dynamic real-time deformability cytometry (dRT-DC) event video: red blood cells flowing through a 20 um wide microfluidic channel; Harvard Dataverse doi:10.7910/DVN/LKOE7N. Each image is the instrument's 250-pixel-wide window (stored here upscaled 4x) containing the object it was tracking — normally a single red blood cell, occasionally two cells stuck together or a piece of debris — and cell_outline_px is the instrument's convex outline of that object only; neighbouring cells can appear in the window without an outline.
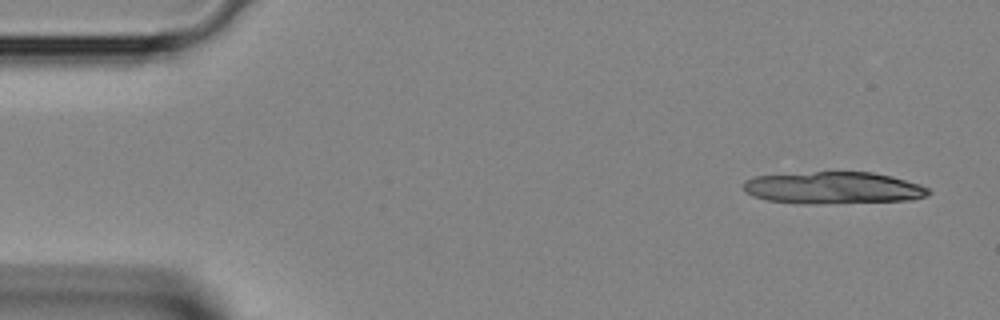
{"species": "Egyptian fruit bat (a non-hibernating species)", "species_latin": "Rousettus aegyptiacus", "temperature_condition": "room temperature", "stored_images_in_passage": 2, "camera_frame_rate_fps": 3000, "um_per_image_px": 0.085, "animal": {"sex": "female"}, "frame": {"image": 1, "passage_image": 1, "time_ms": 0.0, "image_size_px": [1000, 320], "cell_outline_px": [[932, 192], [924, 196], [912, 200], [816, 204], [796, 204], [768, 200], [752, 196], [744, 188], [744, 180], [756, 176], [816, 172], [872, 172], [892, 176], [920, 184], [928, 188]], "centroid_in_image_um": [70.85, 15.98], "position_along_channel_um": 14.2, "area_um2": 34.56}}